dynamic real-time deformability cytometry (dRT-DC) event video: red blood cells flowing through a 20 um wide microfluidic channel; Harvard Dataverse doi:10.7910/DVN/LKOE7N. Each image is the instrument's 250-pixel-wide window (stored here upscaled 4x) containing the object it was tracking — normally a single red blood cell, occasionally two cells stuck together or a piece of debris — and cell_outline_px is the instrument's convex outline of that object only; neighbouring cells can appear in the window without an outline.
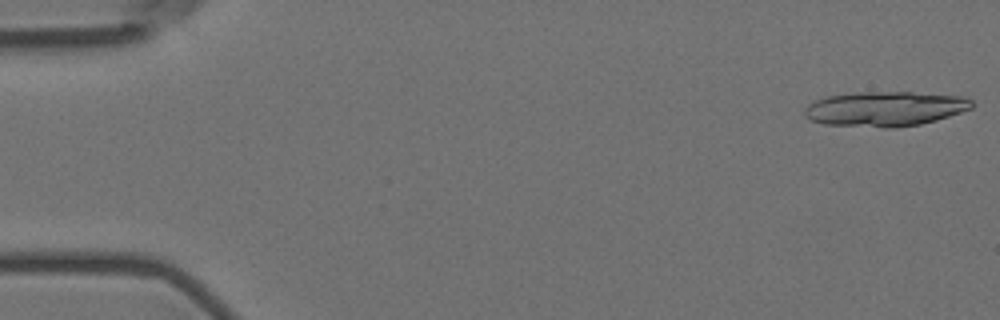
{"species": "Egyptian fruit bat (a non-hibernating species)", "species_latin": "Rousettus aegyptiacus", "temperature_condition": "room temperature", "stored_images_in_passage": 20, "camera_frame_rate_fps": 3000, "um_per_image_px": 0.085, "animal": {"sex": "female"}, "frame": {"image": 1, "passage_image": 1, "time_ms": 0.0, "image_size_px": [1000, 320], "cell_outline_px": [[976, 104], [972, 108], [936, 120], [920, 124], [896, 128], [884, 128], [824, 124], [808, 120], [804, 116], [804, 108], [808, 104], [816, 100], [828, 96], [856, 92], [912, 92], [964, 96], [972, 100]], "centroid_in_image_um": [75.22, 9.25], "position_along_channel_um": 9.8, "area_um2": 34.28}}